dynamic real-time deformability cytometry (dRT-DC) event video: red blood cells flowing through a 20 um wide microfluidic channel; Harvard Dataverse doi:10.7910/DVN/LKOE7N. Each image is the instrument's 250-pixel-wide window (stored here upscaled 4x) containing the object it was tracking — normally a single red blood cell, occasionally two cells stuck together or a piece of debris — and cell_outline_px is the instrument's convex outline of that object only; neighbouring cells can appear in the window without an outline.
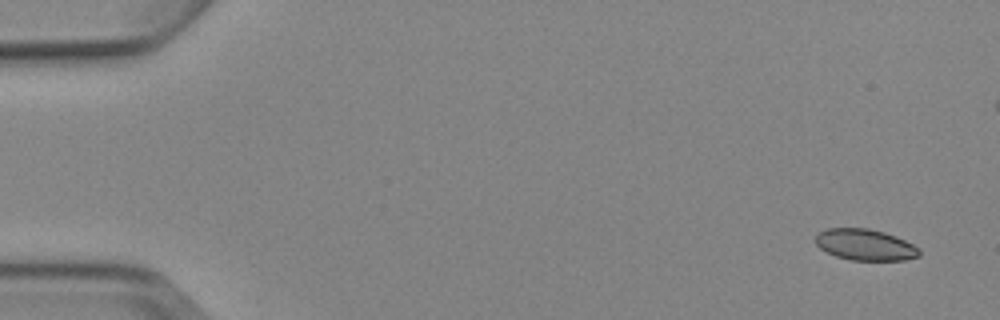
{"species": "Egyptian fruit bat (a non-hibernating species)", "species_latin": "Rousettus aegyptiacus", "temperature_condition": "cold", "stored_images_in_passage": 5, "camera_frame_rate_fps": 3000, "um_per_image_px": 0.085, "animal": {"sex": "female"}, "frame": {"image": 1, "passage_image": 1, "time_ms": 0.0, "image_size_px": [1000, 320], "cell_outline_px": [[920, 256], [904, 260], [852, 260], [836, 256], [820, 248], [816, 244], [816, 236], [820, 232], [828, 228], [868, 228], [884, 232], [896, 236], [920, 248]], "centroid_in_image_um": [73.56, 20.8], "position_along_channel_um": 11.4, "area_um2": 18.79}}